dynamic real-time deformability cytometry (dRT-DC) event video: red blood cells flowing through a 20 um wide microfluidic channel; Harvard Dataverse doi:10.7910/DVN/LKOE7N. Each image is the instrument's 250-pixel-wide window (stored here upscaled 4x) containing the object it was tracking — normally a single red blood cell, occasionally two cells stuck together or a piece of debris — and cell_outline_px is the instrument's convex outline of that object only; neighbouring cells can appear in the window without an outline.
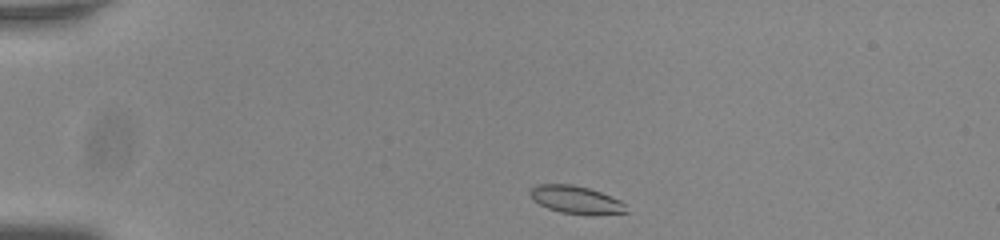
{"species": "common noctule bat (a hibernating species)", "species_latin": "Nyctalus noctula", "temperature_condition": "room temperature", "stored_images_in_passage": 44, "camera_frame_rate_fps": 3000, "um_per_image_px": 0.085, "animal": {"sex": "male", "body_mass_g": 20.0, "forearm_length_mm": 53.3}, "frame": {"image": 1, "passage_image": 1, "time_ms": 0.0, "image_size_px": [1000, 240], "cell_outline_px": [[628, 212], [592, 216], [560, 212], [548, 208], [532, 200], [528, 192], [536, 184], [572, 184], [588, 188], [600, 192], [620, 200], [624, 204]], "centroid_in_image_um": [48.94, 16.99], "position_along_channel_um": 36.1, "area_um2": 15.72}}
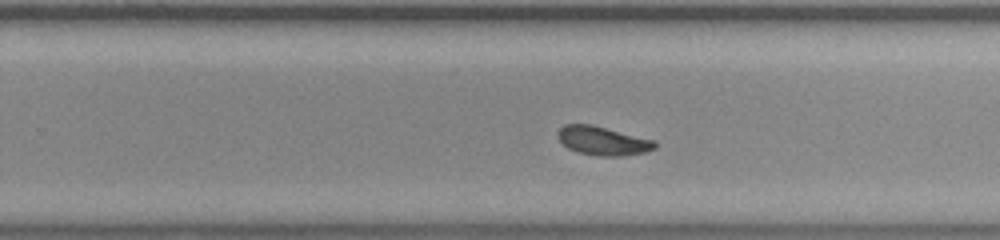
{"frame": {"image": 2, "passage_image": 25, "time_ms": 8.0, "image_size_px": [1000, 240], "cell_outline_px": [[656, 148], [648, 152], [624, 156], [596, 156], [576, 152], [568, 148], [556, 136], [560, 128], [564, 124], [592, 124], [656, 140]], "centroid_in_image_um": [51.27, 11.97], "position_along_channel_um": 278.5, "area_um2": 16.59}}
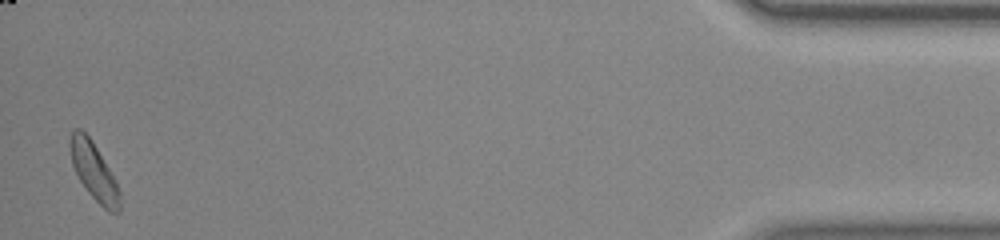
{"frame": {"image": 3, "passage_image": 43, "time_ms": 14.0, "image_size_px": [1000, 240], "cell_outline_px": [[120, 212], [108, 212], [88, 192], [80, 180], [72, 164], [68, 144], [72, 132], [76, 128], [80, 128], [92, 140], [116, 180], [120, 192]], "centroid_in_image_um": [7.98, 14.56], "position_along_channel_um": 427.2, "area_um2": 16.53}, "authors_computed_cell_mechanics": {"area_um2": 16.4441, "velocity_mm_per_s": 3.7825, "shape_relaxation_time_tau1_ms": 2.2605, "shape_relaxation_time_tau2_ms": 4.0809, "deformation_change_tau1": 0.0914, "deformation_change_tau2": 0.0767}}